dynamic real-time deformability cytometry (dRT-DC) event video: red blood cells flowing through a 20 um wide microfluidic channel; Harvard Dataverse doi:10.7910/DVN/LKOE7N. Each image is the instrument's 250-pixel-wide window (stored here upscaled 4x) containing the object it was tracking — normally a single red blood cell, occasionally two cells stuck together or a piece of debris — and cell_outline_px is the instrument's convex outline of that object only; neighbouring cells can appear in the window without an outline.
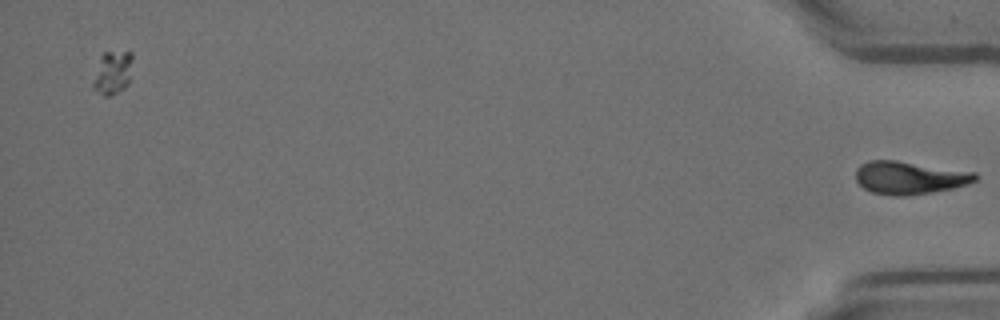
{"species": "Egyptian fruit bat (a non-hibernating species)", "species_latin": "Rousettus aegyptiacus", "temperature_condition": "room temperature", "stored_images_in_passage": 43, "segment_of_instrument_passage": [2, 2], "camera_frame_rate_fps": 3000, "um_per_image_px": 0.085, "animal": {"sex": "female"}, "frame": {"image": 1, "passage_image": 43, "time_ms": 14.0, "image_size_px": [1000, 320], "cell_outline_px": [[980, 176], [976, 180], [968, 184], [952, 188], [932, 192], [904, 196], [892, 196], [872, 192], [864, 188], [856, 180], [856, 168], [860, 164], [868, 160], [896, 160], [976, 172]], "centroid_in_image_um": [77.31, 15.1], "position_along_channel_um": 357.9, "area_um2": 23.0}}